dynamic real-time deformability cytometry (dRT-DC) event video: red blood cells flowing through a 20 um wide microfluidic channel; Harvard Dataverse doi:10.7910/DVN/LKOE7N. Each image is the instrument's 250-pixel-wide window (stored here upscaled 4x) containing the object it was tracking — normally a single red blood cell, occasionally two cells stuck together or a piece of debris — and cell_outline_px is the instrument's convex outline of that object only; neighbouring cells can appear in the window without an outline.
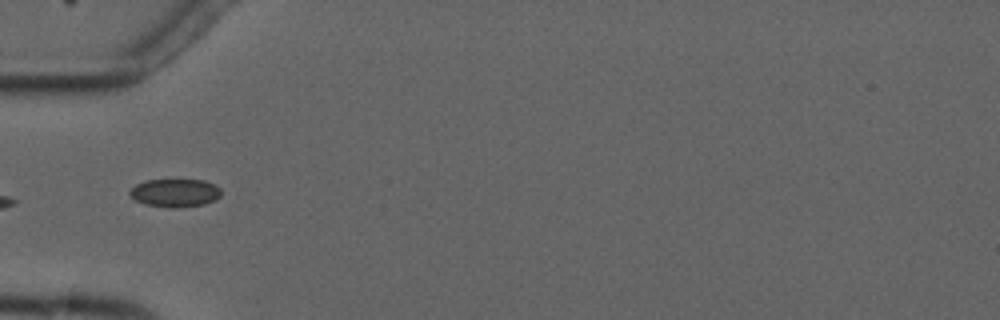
{"species": "common noctule bat (a hibernating species)", "species_latin": "Nyctalus noctula", "temperature_condition": "cold", "stored_images_in_passage": 7, "camera_frame_rate_fps": 3000, "um_per_image_px": 0.085, "animal": {"sex": "male", "forearm_length_mm": 52.5}, "frame": {"image": 1, "passage_image": 4, "time_ms": 4.333, "image_size_px": [1000, 320], "cell_outline_px": [[220, 196], [216, 200], [204, 204], [176, 208], [168, 208], [144, 204], [136, 200], [128, 192], [136, 184], [144, 180], [204, 180], [220, 188]], "centroid_in_image_um": [14.87, 16.4], "position_along_channel_um": 70.1, "area_um2": 14.97}}
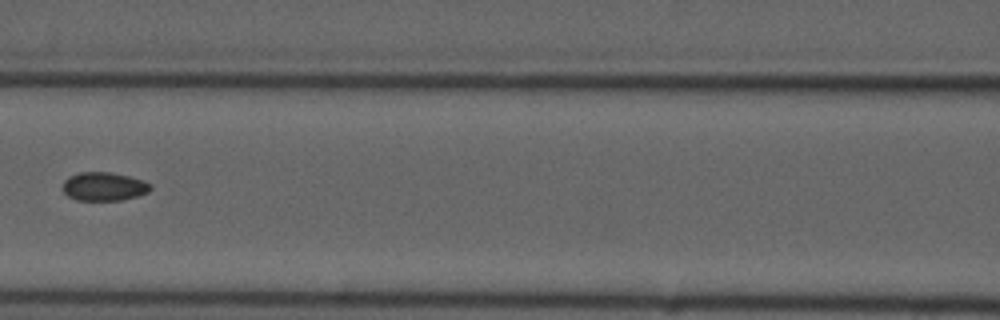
{"frame": {"image": 2, "passage_image": 6, "time_ms": 6.667, "image_size_px": [1000, 320], "cell_outline_px": [[152, 188], [148, 192], [136, 196], [120, 200], [76, 200], [68, 196], [64, 192], [64, 180], [68, 176], [80, 172], [108, 172], [128, 176], [144, 180], [152, 184]], "centroid_in_image_um": [8.84, 15.84], "position_along_channel_um": 157.8, "area_um2": 14.57}}
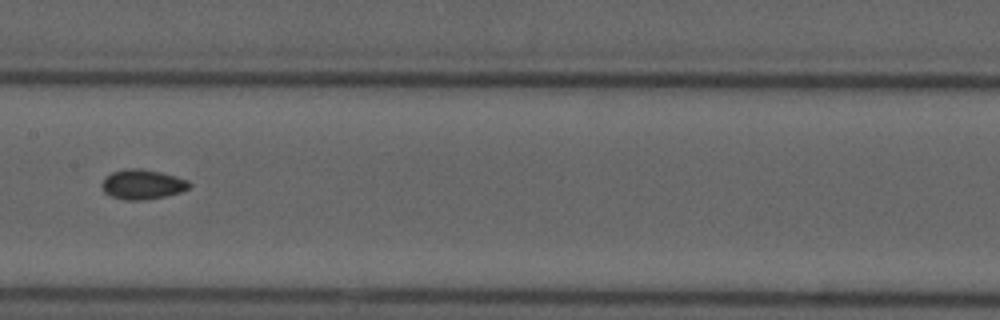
{"frame": {"image": 3, "passage_image": 7, "time_ms": 7.667, "image_size_px": [1000, 320], "cell_outline_px": [[192, 184], [188, 188], [180, 192], [164, 196], [144, 200], [124, 200], [112, 196], [104, 192], [100, 184], [104, 176], [112, 172], [124, 168], [140, 168], [160, 172], [176, 176], [188, 180]], "centroid_in_image_um": [12.07, 15.66], "position_along_channel_um": 195.3, "area_um2": 15.32}}